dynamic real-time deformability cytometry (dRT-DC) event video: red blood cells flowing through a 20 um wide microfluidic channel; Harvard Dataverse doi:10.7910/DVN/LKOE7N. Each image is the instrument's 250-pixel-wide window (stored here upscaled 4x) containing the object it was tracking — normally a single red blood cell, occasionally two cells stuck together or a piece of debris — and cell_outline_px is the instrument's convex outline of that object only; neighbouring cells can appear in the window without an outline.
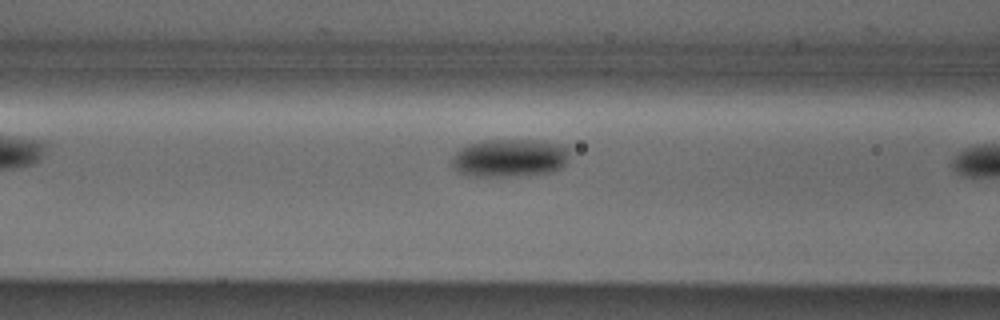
{"species": "Egyptian fruit bat (a non-hibernating species)", "species_latin": "Rousettus aegyptiacus", "temperature_condition": "cold", "stored_images_in_passage": 6, "camera_frame_rate_fps": 3000, "um_per_image_px": 0.085, "animal": {"sex": "male"}, "frame": {"image": 1, "passage_image": 5, "time_ms": 1.333, "image_size_px": [1000, 320], "cell_outline_px": [[568, 160], [560, 168], [548, 172], [504, 176], [472, 176], [460, 172], [452, 164], [452, 156], [460, 148], [468, 144], [484, 140], [544, 140], [568, 144]], "centroid_in_image_um": [43.36, 13.39], "position_along_channel_um": 123.2, "area_um2": 26.07}}